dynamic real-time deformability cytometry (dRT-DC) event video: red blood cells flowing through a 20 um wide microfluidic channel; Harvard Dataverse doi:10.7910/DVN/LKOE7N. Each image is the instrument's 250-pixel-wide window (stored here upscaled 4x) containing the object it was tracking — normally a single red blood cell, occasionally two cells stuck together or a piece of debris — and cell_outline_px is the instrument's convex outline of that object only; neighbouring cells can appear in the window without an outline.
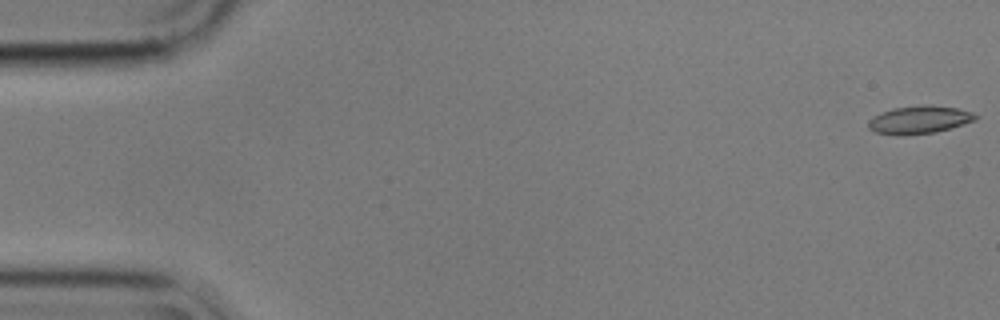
{"species": "common noctule bat (a hibernating species)", "species_latin": "Nyctalus noctula", "temperature_condition": "cold", "stored_images_in_passage": 56, "camera_frame_rate_fps": 3000, "um_per_image_px": 0.085, "animal": {"sex": "male", "body_mass_g": 17.9}, "frame": {"image": 1, "passage_image": 1, "time_ms": 0.0, "image_size_px": [1000, 320], "cell_outline_px": [[980, 116], [976, 120], [936, 132], [876, 132], [868, 128], [868, 120], [892, 108], [920, 104], [932, 104], [956, 108], [972, 112]], "centroid_in_image_um": [78.23, 10.11], "position_along_channel_um": 6.8, "area_um2": 16.65}}
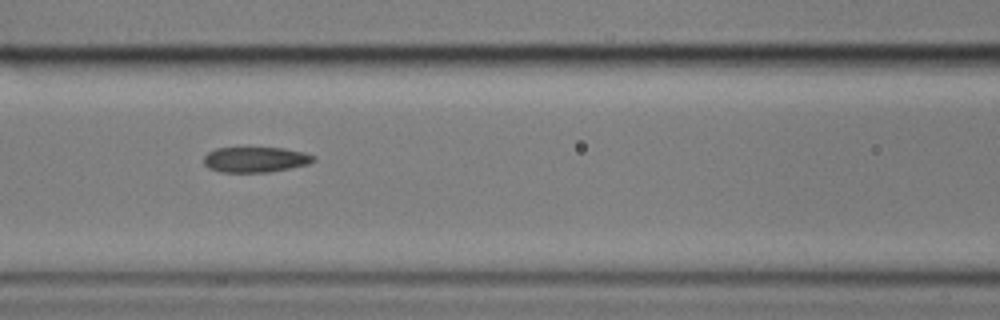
{"frame": {"image": 2, "passage_image": 24, "time_ms": 7.667, "image_size_px": [1000, 320], "cell_outline_px": [[316, 160], [308, 164], [268, 172], [220, 172], [208, 168], [204, 164], [204, 156], [208, 152], [216, 148], [284, 148], [304, 152], [316, 156]], "centroid_in_image_um": [21.71, 13.56], "position_along_channel_um": 144.9, "area_um2": 16.24}}
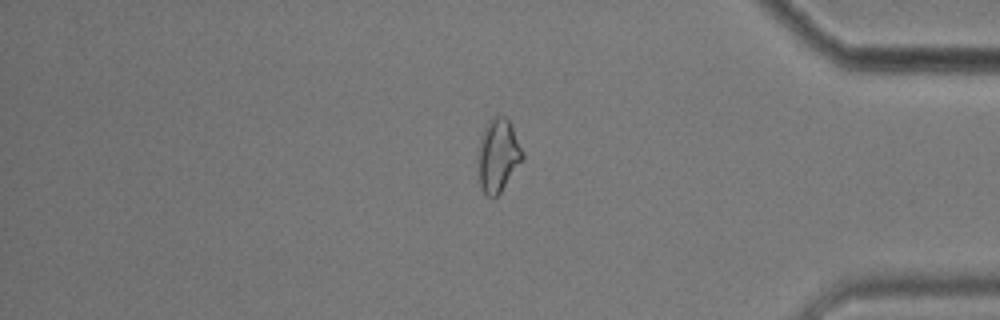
{"frame": {"image": 3, "passage_image": 47, "time_ms": 15.333, "image_size_px": [1000, 320], "cell_outline_px": [[524, 160], [500, 192], [492, 200], [480, 188], [480, 144], [484, 128], [488, 120], [492, 116], [504, 116], [508, 120], [524, 152]], "centroid_in_image_um": [42.38, 13.22], "position_along_channel_um": 392.8, "area_um2": 18.55}, "authors_computed_cell_mechanics": {"area_um2": 17.4556, "velocity_mm_per_s": 3.574, "shape_relaxation_time_tau1_ms": null, "shape_relaxation_time_tau2_ms": 3.507, "deformation_change_tau1": null, "deformation_change_tau2": 0.103}}